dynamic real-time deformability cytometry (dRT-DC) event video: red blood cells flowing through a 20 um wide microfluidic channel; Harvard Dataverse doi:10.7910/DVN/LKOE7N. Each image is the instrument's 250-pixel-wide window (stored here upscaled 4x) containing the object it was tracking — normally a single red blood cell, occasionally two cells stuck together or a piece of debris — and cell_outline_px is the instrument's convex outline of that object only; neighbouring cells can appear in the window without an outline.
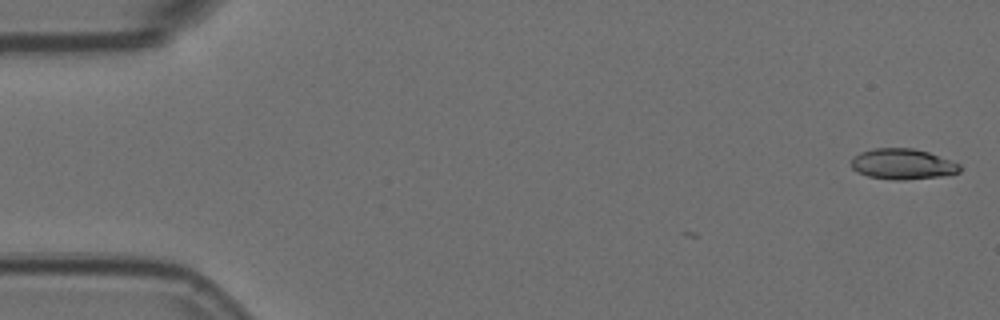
{"species": "Egyptian fruit bat (a non-hibernating species)", "species_latin": "Rousettus aegyptiacus", "temperature_condition": "room temperature", "stored_images_in_passage": 3, "camera_frame_rate_fps": 3000, "um_per_image_px": 0.085, "animal": {"sex": "female"}, "frame": {"image": 1, "passage_image": 1, "time_ms": 0.0, "image_size_px": [1000, 320], "cell_outline_px": [[960, 172], [944, 176], [904, 180], [892, 180], [868, 176], [856, 172], [852, 168], [852, 156], [860, 152], [872, 148], [912, 148], [928, 152], [960, 164]], "centroid_in_image_um": [76.69, 13.95], "position_along_channel_um": 8.3, "area_um2": 19.48}}